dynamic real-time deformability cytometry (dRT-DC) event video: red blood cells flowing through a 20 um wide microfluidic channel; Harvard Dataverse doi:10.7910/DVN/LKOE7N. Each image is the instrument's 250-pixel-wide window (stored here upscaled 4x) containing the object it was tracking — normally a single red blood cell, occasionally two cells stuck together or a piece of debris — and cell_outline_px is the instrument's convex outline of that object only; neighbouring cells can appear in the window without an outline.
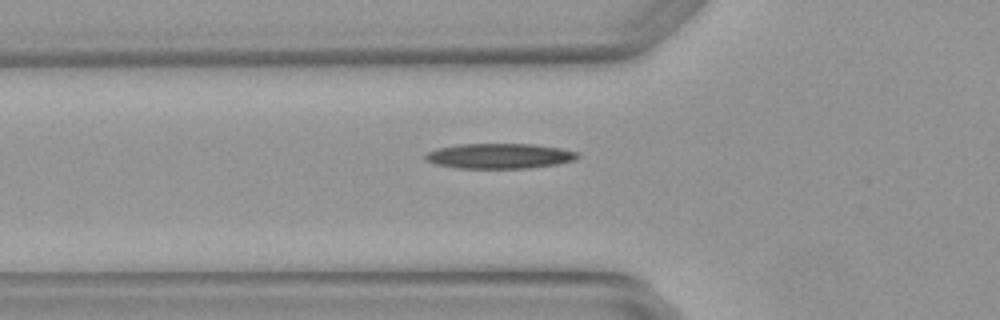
{"species": "Egyptian fruit bat (a non-hibernating species)", "species_latin": "Rousettus aegyptiacus", "temperature_condition": "warm", "stored_images_in_passage": 5, "camera_frame_rate_fps": 3000, "um_per_image_px": 0.085, "animal": {"sex": "female"}, "frame": {"image": 1, "passage_image": 5, "time_ms": 1.333, "image_size_px": [1000, 320], "cell_outline_px": [[580, 156], [576, 160], [556, 164], [528, 168], [456, 168], [436, 164], [424, 160], [424, 156], [428, 152], [436, 148], [460, 144], [532, 144], [560, 148], [580, 152]], "centroid_in_image_um": [42.46, 13.26], "position_along_channel_um": 83.3, "area_um2": 22.43}}